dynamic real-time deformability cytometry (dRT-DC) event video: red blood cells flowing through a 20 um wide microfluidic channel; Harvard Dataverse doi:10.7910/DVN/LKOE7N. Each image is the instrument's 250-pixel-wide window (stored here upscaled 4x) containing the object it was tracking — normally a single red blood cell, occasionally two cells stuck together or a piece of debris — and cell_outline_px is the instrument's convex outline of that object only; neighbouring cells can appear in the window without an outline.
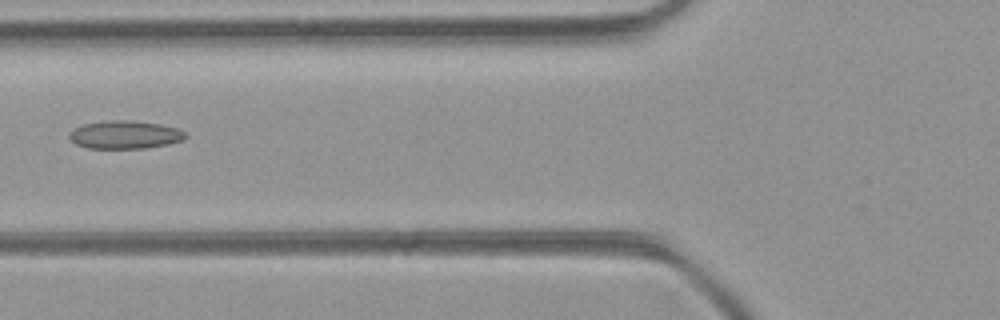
{"species": "common noctule bat (a hibernating species)", "species_latin": "Nyctalus noctula", "temperature_condition": "room temperature", "stored_images_in_passage": 4, "camera_frame_rate_fps": 3000, "um_per_image_px": 0.085, "animal": {"sex": "female", "body_mass_g": 21.9}, "frame": {"image": 1, "passage_image": 2, "time_ms": 0.333, "image_size_px": [1000, 320], "cell_outline_px": [[188, 136], [184, 140], [168, 144], [144, 148], [88, 148], [76, 144], [68, 136], [76, 128], [84, 124], [112, 120], [132, 120], [160, 124], [176, 128], [184, 132]], "centroid_in_image_um": [10.66, 11.45], "position_along_channel_um": 115.1, "area_um2": 18.79}}
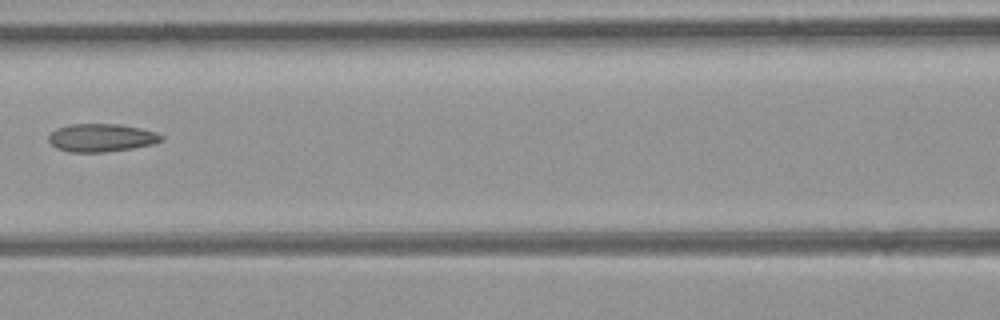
{"frame": {"image": 2, "passage_image": 3, "time_ms": 0.667, "image_size_px": [1000, 320], "cell_outline_px": [[164, 140], [152, 144], [132, 148], [104, 152], [68, 152], [56, 148], [48, 140], [48, 136], [56, 128], [68, 124], [120, 124], [140, 128], [156, 132], [164, 136]], "centroid_in_image_um": [8.61, 11.7], "position_along_channel_um": 158.0, "area_um2": 18.5}}
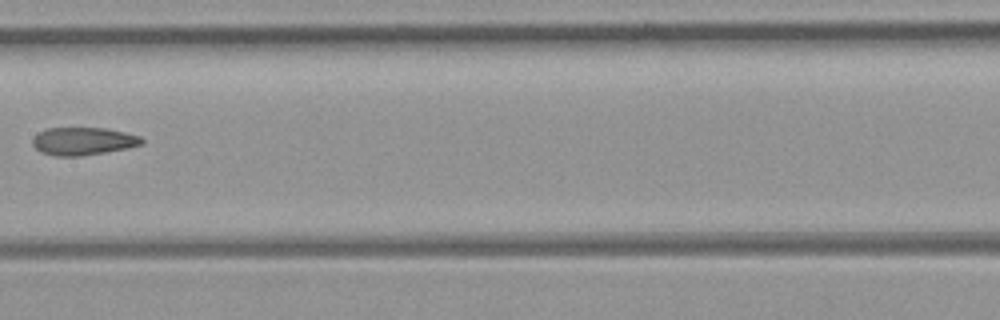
{"frame": {"image": 3, "passage_image": 4, "time_ms": 1.0, "image_size_px": [1000, 320], "cell_outline_px": [[144, 144], [128, 148], [80, 156], [56, 156], [40, 152], [32, 144], [32, 140], [40, 132], [48, 128], [104, 128], [124, 132], [140, 136], [144, 140]], "centroid_in_image_um": [7.09, 12.0], "position_along_channel_um": 200.3, "area_um2": 17.57}}